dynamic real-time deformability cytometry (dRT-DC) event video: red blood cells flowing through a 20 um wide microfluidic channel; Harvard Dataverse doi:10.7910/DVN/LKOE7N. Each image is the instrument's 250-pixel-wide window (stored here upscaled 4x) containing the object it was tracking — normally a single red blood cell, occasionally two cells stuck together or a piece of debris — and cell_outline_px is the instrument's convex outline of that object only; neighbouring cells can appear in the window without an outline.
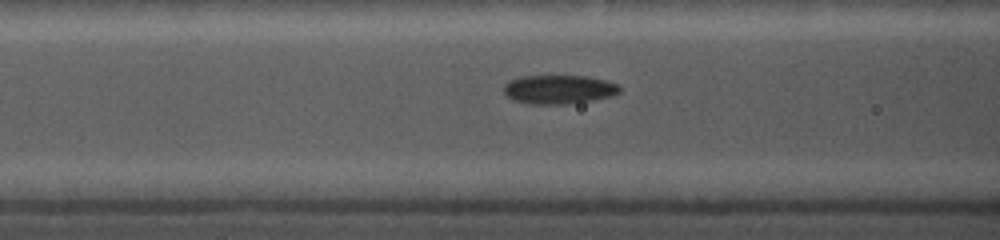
{"species": "common noctule bat (a hibernating species)", "species_latin": "Nyctalus noctula", "temperature_condition": "cold", "stored_images_in_passage": 22, "camera_frame_rate_fps": 5000, "um_per_image_px": 0.085, "animal": {"sex": "female", "body_mass_g": 19.0, "forearm_length_mm": 56.7}, "frame": {"image": 1, "passage_image": 5, "time_ms": 2.2, "image_size_px": [1000, 240], "cell_outline_px": [[620, 92], [612, 96], [572, 104], [528, 104], [512, 100], [504, 92], [504, 84], [508, 80], [520, 76], [588, 76], [620, 84]], "centroid_in_image_um": [47.5, 7.6], "position_along_channel_um": 119.1, "area_um2": 19.77}}
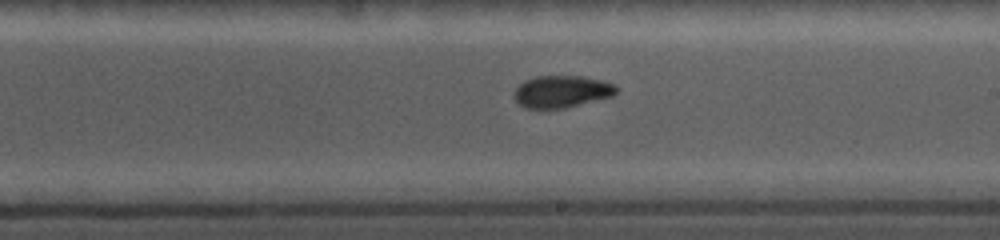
{"frame": {"image": 2, "passage_image": 11, "time_ms": 5.4, "image_size_px": [1000, 240], "cell_outline_px": [[620, 88], [612, 96], [564, 108], [524, 108], [512, 96], [516, 88], [524, 80], [536, 76], [584, 76], [616, 84]], "centroid_in_image_um": [47.75, 7.77], "position_along_channel_um": 241.3, "area_um2": 19.13}}
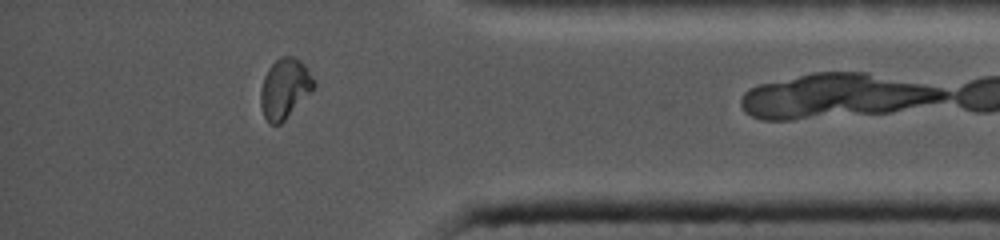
{"frame": {"image": 3, "passage_image": 20, "time_ms": 10.0, "image_size_px": [1000, 240], "cell_outline_px": [[316, 84], [284, 120], [280, 124], [268, 124], [264, 116], [260, 104], [260, 92], [264, 76], [268, 68], [280, 56], [296, 56], [304, 64], [316, 80]], "centroid_in_image_um": [24.18, 7.49], "position_along_channel_um": 411.0, "area_um2": 18.44}}